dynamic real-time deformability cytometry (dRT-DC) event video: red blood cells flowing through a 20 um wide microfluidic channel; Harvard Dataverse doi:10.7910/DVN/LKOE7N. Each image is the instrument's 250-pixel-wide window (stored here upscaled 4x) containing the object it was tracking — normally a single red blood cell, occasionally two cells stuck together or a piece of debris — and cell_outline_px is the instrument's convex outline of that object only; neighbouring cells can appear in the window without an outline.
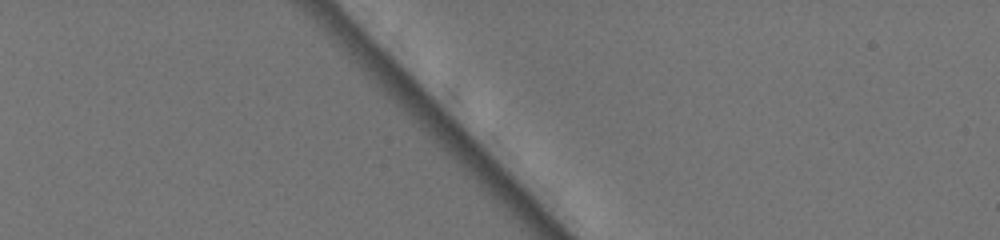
{"species": "common noctule bat (a hibernating species)", "species_latin": "Nyctalus noctula", "temperature_condition": "warm", "stored_images_in_passage": 2, "camera_frame_rate_fps": 3000, "um_per_image_px": 0.085, "animal": {"sex": "female", "body_mass_g": 19.5, "forearm_length_mm": 54.1}, "frame": {"image": 1, "passage_image": 1, "time_ms": 0.0, "image_size_px": [1000, 240], "cell_outline_px": [[600, 100], [596, 124], [592, 124], [532, 68], [524, 56], [524, 44], [528, 44], [536, 48], [568, 72]], "centroid_in_image_um": [47.92, 7.09], "position_along_channel_um": 37.1, "area_um2": 14.33}}